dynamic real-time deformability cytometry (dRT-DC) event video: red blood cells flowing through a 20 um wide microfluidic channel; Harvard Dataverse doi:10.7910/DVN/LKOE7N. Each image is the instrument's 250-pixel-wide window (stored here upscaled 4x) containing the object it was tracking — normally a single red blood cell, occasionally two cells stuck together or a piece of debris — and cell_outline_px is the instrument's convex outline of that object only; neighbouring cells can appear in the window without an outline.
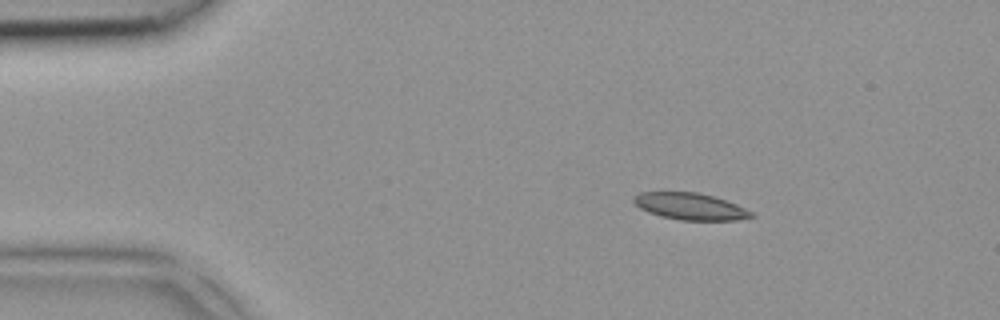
{"species": "common noctule bat (a hibernating species)", "species_latin": "Nyctalus noctula", "temperature_condition": "room temperature", "stored_images_in_passage": 2, "camera_frame_rate_fps": 3000, "um_per_image_px": 0.085, "animal": {"sex": "female", "body_mass_g": 18.4}, "frame": {"image": 1, "passage_image": 1, "time_ms": 0.0, "image_size_px": [1000, 320], "cell_outline_px": [[756, 216], [736, 220], [680, 220], [660, 216], [648, 212], [640, 208], [632, 200], [640, 192], [696, 192], [712, 196], [736, 204], [752, 212]], "centroid_in_image_um": [58.66, 17.55], "position_along_channel_um": 26.3, "area_um2": 18.15}}
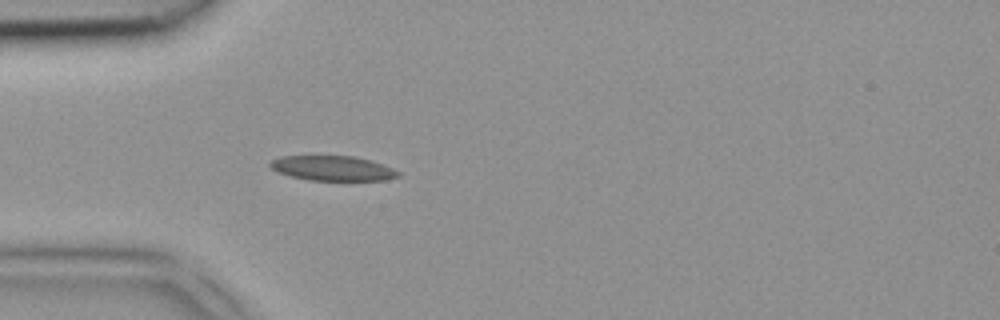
{"frame": {"image": 2, "passage_image": 2, "time_ms": 0.333, "image_size_px": [1000, 320], "cell_outline_px": [[400, 176], [384, 180], [308, 180], [276, 172], [268, 164], [272, 160], [280, 156], [356, 156], [372, 160], [392, 168], [400, 172]], "centroid_in_image_um": [28.28, 14.29], "position_along_channel_um": 56.7, "area_um2": 18.55}}